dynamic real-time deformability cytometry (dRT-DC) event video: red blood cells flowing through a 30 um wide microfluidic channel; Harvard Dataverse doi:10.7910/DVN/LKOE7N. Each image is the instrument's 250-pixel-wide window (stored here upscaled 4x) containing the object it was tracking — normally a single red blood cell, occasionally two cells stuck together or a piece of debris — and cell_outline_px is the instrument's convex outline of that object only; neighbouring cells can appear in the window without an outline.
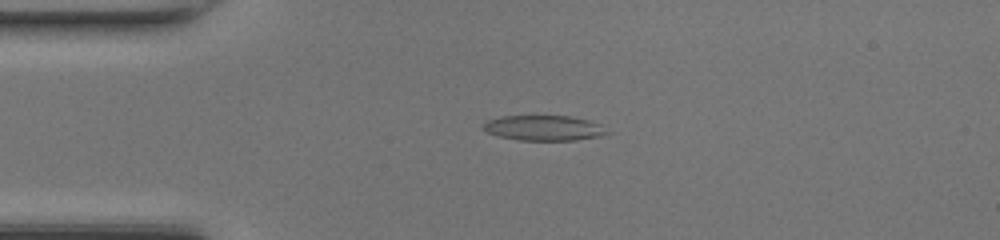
{"species": "common noctule bat (a hibernating species)", "species_latin": "Nyctalus noctula", "temperature_condition": "room temperature", "stored_images_in_passage": 48, "camera_frame_rate_fps": 3000, "um_per_image_px": 0.085, "animal": {"sex": "female", "body_mass_g": 17.0, "forearm_length_mm": 48.0}, "frame": {"image": 1, "passage_image": 11, "time_ms": 3.333, "image_size_px": [1000, 240], "cell_outline_px": [[612, 132], [600, 136], [576, 140], [520, 140], [496, 136], [480, 128], [480, 124], [488, 120], [500, 116], [568, 116], [588, 120]], "centroid_in_image_um": [46.15, 10.88], "position_along_channel_um": 38.8, "area_um2": 18.21}}
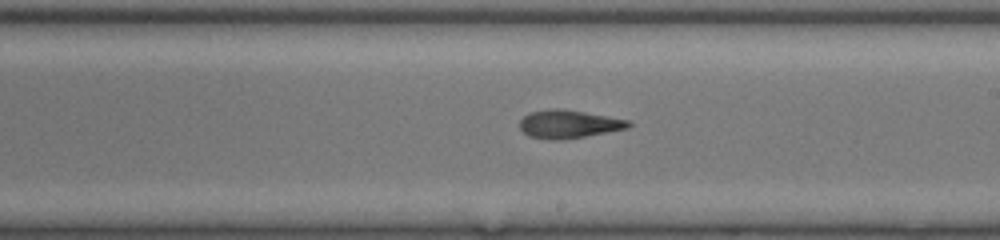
{"frame": {"image": 2, "passage_image": 27, "time_ms": 8.667, "image_size_px": [1000, 240], "cell_outline_px": [[632, 124], [628, 128], [584, 136], [560, 140], [548, 140], [528, 136], [520, 128], [520, 120], [528, 112], [556, 108], [560, 108], [608, 116], [628, 120]], "centroid_in_image_um": [48.3, 10.55], "position_along_channel_um": 240.7, "area_um2": 17.74}}
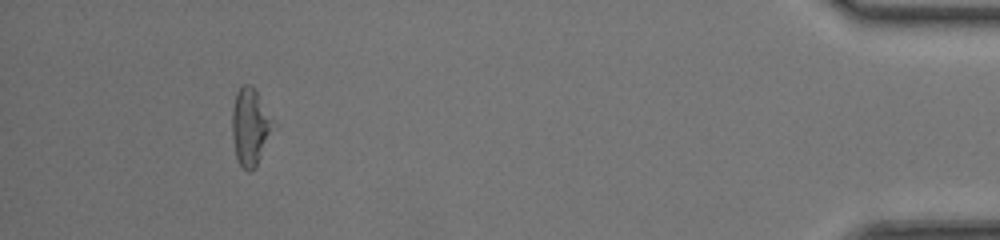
{"frame": {"image": 3, "passage_image": 44, "time_ms": 14.333, "image_size_px": [1000, 240], "cell_outline_px": [[272, 120], [256, 168], [248, 172], [240, 164], [236, 156], [232, 136], [232, 108], [236, 92], [244, 84], [252, 84]], "centroid_in_image_um": [21.18, 10.75], "position_along_channel_um": 414.0, "area_um2": 17.46}, "authors_computed_cell_mechanics": {"area_um2": 18.1492, "velocity_mm_per_s": 4.319, "shape_relaxation_time_tau1_ms": null, "shape_relaxation_time_tau2_ms": 2.3391, "deformation_change_tau1": null, "deformation_change_tau2": 0.1089}}